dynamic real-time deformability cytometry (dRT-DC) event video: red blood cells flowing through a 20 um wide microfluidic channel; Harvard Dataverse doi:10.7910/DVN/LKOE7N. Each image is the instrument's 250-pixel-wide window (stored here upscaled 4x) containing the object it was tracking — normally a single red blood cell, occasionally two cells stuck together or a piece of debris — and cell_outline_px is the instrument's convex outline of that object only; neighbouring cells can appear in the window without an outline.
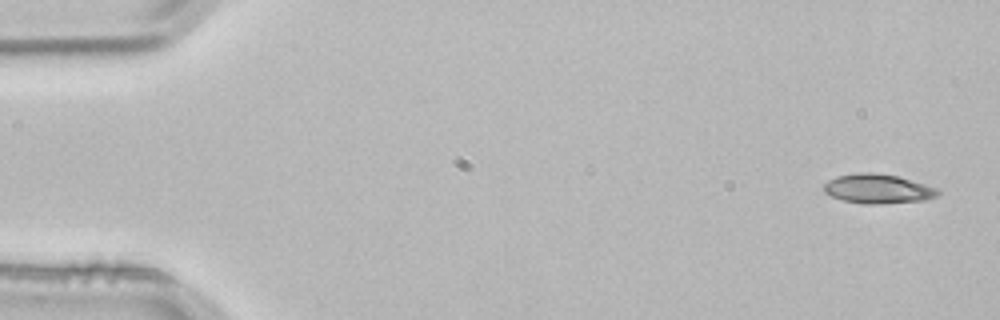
{"species": "common noctule bat (a hibernating species)", "species_latin": "Nyctalus noctula", "temperature_condition": "room temperature", "stored_images_in_passage": 4, "camera_frame_rate_fps": 3000, "um_per_image_px": 0.085, "animal": {"sex": "male", "body_mass_g": 21.5, "forearm_length_mm": 52.0}, "frame": {"image": 1, "passage_image": 1, "time_ms": 0.0, "image_size_px": [1000, 320], "cell_outline_px": [[940, 192], [936, 196], [924, 200], [880, 204], [864, 204], [844, 200], [832, 196], [824, 192], [824, 184], [828, 180], [836, 176], [856, 172], [872, 172], [896, 176], [924, 184], [936, 188]], "centroid_in_image_um": [74.58, 16.04], "position_along_channel_um": 10.4, "area_um2": 19.36}}
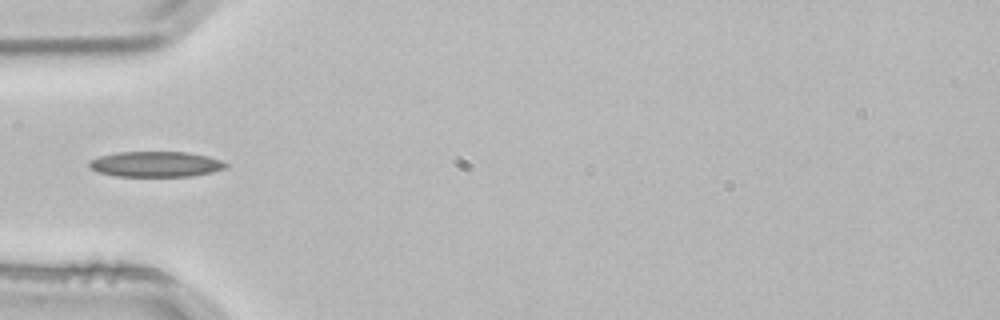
{"frame": {"image": 2, "passage_image": 4, "time_ms": 1.0, "image_size_px": [1000, 320], "cell_outline_px": [[228, 168], [212, 172], [192, 176], [116, 176], [96, 172], [88, 164], [92, 160], [100, 156], [116, 152], [188, 152], [208, 156], [220, 160], [228, 164]], "centroid_in_image_um": [13.27, 13.95], "position_along_channel_um": 71.7, "area_um2": 20.29}}